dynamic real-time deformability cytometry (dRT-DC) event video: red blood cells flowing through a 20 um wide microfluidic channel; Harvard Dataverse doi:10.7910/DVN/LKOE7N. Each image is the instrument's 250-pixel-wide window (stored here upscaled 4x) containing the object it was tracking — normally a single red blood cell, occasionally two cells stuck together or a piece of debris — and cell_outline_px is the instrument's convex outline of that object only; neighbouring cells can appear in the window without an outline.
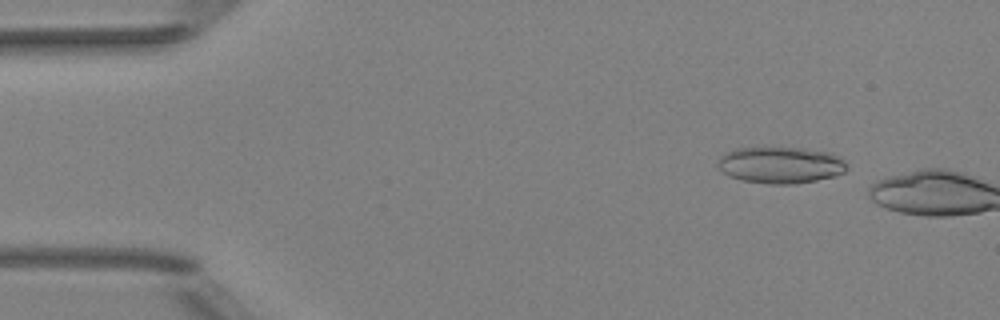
{"species": "Egyptian fruit bat (a non-hibernating species)", "species_latin": "Rousettus aegyptiacus", "temperature_condition": "room temperature", "stored_images_in_passage": 7, "camera_frame_rate_fps": 3000, "um_per_image_px": 0.085, "animal": {"sex": "female"}, "frame": {"image": 1, "passage_image": 5, "time_ms": 1.333, "image_size_px": [1000, 320], "cell_outline_px": [[848, 168], [844, 172], [836, 176], [796, 184], [772, 184], [740, 180], [724, 172], [720, 168], [716, 160], [724, 152], [736, 148], [800, 148], [828, 152], [840, 156], [848, 164]], "centroid_in_image_um": [66.38, 14.03], "position_along_channel_um": 18.6, "area_um2": 27.57}}